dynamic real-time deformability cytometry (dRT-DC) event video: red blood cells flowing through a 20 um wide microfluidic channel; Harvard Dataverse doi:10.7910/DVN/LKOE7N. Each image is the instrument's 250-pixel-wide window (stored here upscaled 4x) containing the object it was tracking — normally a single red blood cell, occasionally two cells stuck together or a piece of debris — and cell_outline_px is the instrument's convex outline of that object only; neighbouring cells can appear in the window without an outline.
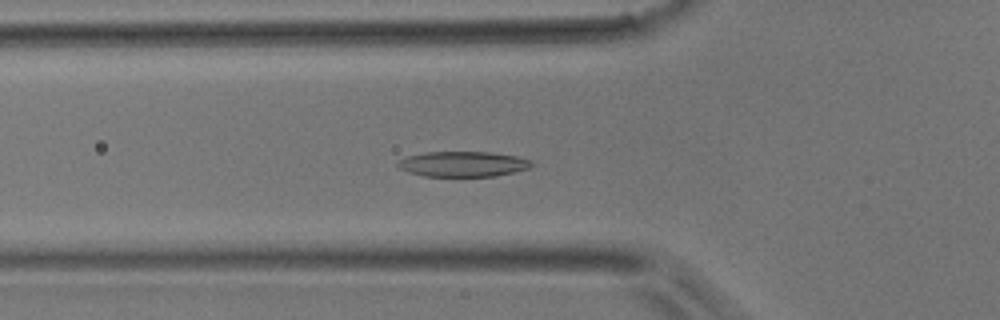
{"species": "common noctule bat (a hibernating species)", "species_latin": "Nyctalus noctula", "temperature_condition": "room temperature", "stored_images_in_passage": 44, "camera_frame_rate_fps": 3000, "um_per_image_px": 0.085, "animal": {"sex": "male", "body_mass_g": 17.9}, "frame": {"image": 1, "passage_image": 12, "time_ms": 3.667, "image_size_px": [1000, 320], "cell_outline_px": [[536, 164], [528, 168], [496, 176], [424, 176], [408, 172], [400, 168], [396, 164], [400, 160], [408, 156], [424, 152], [492, 152], [516, 156], [532, 160]], "centroid_in_image_um": [39.38, 13.94], "position_along_channel_um": 86.4, "area_um2": 19.71}}
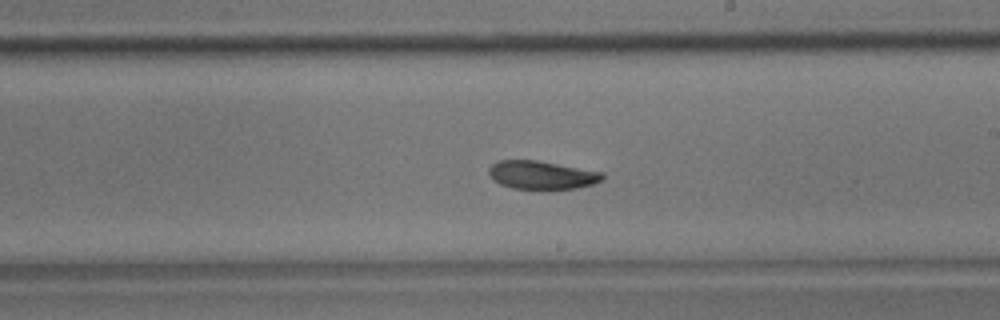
{"frame": {"image": 2, "passage_image": 23, "time_ms": 7.333, "image_size_px": [1000, 320], "cell_outline_px": [[604, 176], [600, 180], [592, 184], [576, 188], [512, 188], [500, 184], [492, 180], [488, 172], [488, 168], [492, 164], [500, 160], [536, 160], [604, 172]], "centroid_in_image_um": [46.01, 14.86], "position_along_channel_um": 243.0, "area_um2": 18.5}}
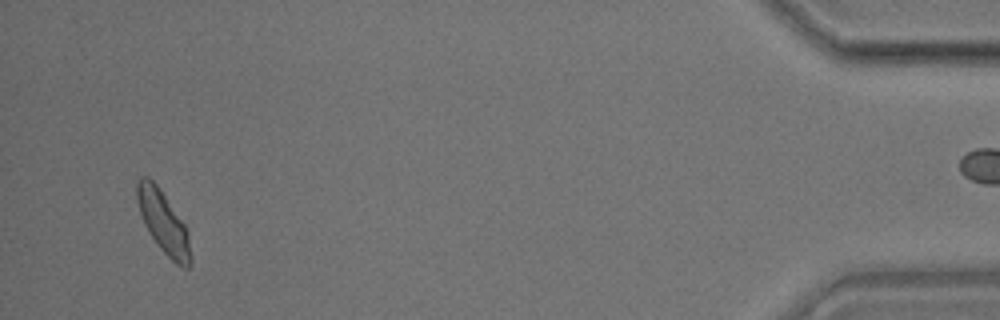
{"frame": {"image": 3, "passage_image": 41, "time_ms": 13.333, "image_size_px": [1000, 320], "cell_outline_px": [[192, 264], [188, 268], [184, 268], [176, 264], [160, 248], [148, 232], [144, 224], [136, 200], [136, 180], [140, 176], [148, 176], [160, 188], [184, 224], [188, 232], [192, 256]], "centroid_in_image_um": [13.88, 18.89], "position_along_channel_um": 421.3, "area_um2": 19.59}}